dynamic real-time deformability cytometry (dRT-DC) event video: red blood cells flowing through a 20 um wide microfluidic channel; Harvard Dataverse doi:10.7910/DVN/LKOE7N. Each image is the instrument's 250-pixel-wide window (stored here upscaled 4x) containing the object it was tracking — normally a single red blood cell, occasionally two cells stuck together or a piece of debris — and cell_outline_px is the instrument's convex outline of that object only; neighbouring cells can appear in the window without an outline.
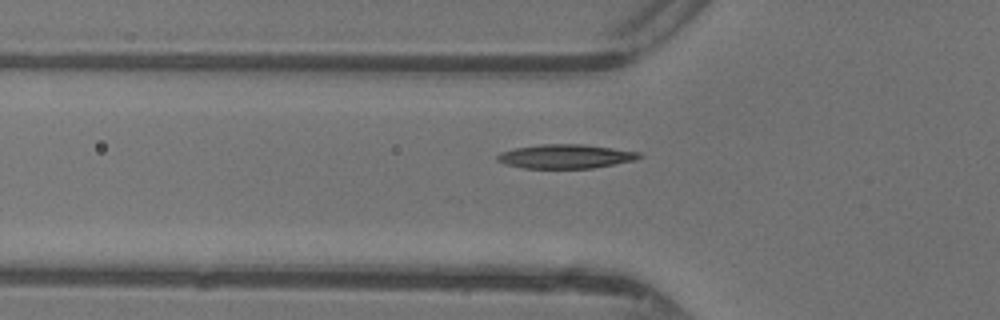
{"species": "common noctule bat (a hibernating species)", "species_latin": "Nyctalus noctula", "temperature_condition": "warm", "stored_images_in_passage": 33, "camera_frame_rate_fps": 3000, "um_per_image_px": 0.085, "animal": {"sex": "female"}, "frame": {"image": 1, "passage_image": 2, "time_ms": 0.333, "image_size_px": [1000, 320], "cell_outline_px": [[644, 156], [636, 160], [592, 168], [524, 168], [504, 164], [496, 160], [496, 156], [500, 152], [516, 148], [540, 144], [584, 144], [640, 152]], "centroid_in_image_um": [48.08, 13.29], "position_along_channel_um": 77.7, "area_um2": 19.94}}
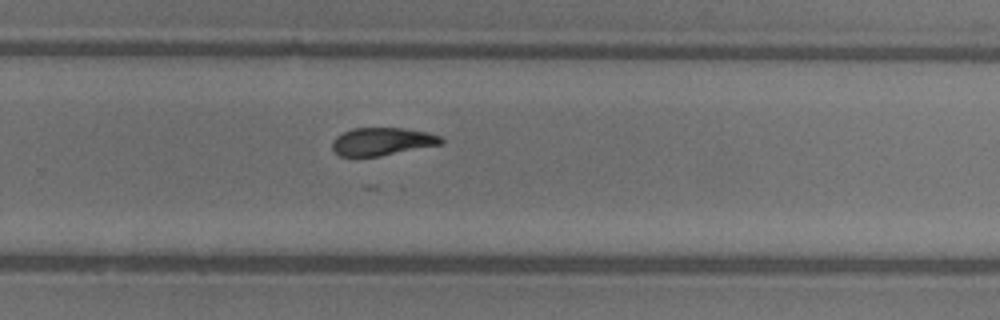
{"frame": {"image": 2, "passage_image": 17, "time_ms": 5.333, "image_size_px": [1000, 320], "cell_outline_px": [[444, 144], [380, 156], [340, 156], [332, 148], [332, 140], [336, 136], [352, 128], [404, 128], [428, 132], [440, 136], [444, 140]], "centroid_in_image_um": [32.51, 12.02], "position_along_channel_um": 297.3, "area_um2": 17.74}}
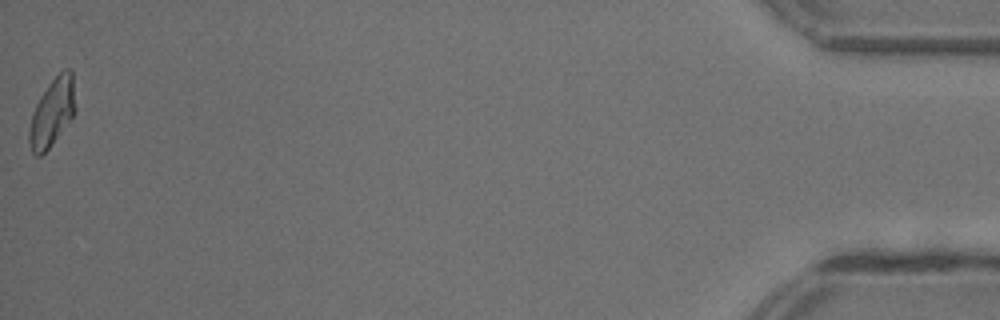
{"frame": {"image": 3, "passage_image": 33, "time_ms": 10.667, "image_size_px": [1000, 320], "cell_outline_px": [[76, 112], [48, 148], [40, 156], [36, 156], [32, 152], [28, 140], [28, 132], [32, 112], [40, 96], [48, 84], [64, 68], [72, 68], [76, 108]], "centroid_in_image_um": [4.44, 9.52], "position_along_channel_um": 430.8, "area_um2": 18.26}, "authors_computed_cell_mechanics": {"area_um2": 18.3226, "velocity_mm_per_s": 4.3743, "shape_relaxation_time_tau1_ms": null, "shape_relaxation_time_tau2_ms": 5.8031, "deformation_change_tau1": null, "deformation_change_tau2": 0.1285}}